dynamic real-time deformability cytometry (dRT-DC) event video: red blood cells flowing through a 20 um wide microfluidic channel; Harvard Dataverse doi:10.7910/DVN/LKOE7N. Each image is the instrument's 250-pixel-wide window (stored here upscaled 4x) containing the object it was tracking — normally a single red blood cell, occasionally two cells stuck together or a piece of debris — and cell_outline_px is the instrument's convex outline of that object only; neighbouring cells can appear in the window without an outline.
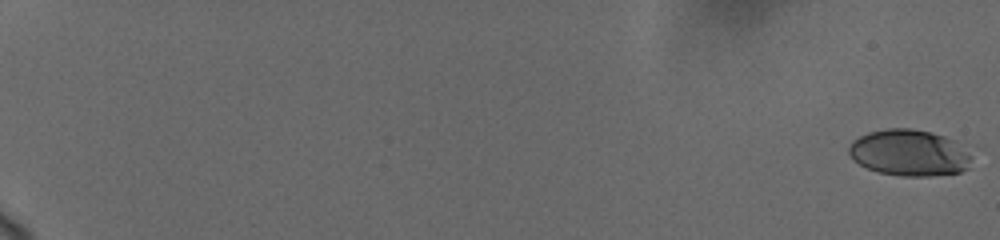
{"species": "human", "species_latin": "Homo sapiens", "temperature_condition": "cold", "stored_images_in_passage": 13, "camera_frame_rate_fps": 3000, "um_per_image_px": 0.085, "donor": {"sex": "female"}, "frame": {"image": 1, "passage_image": 1, "time_ms": 0.0, "image_size_px": [1000, 240], "cell_outline_px": [[972, 156], [968, 168], [960, 172], [932, 176], [900, 176], [880, 172], [868, 168], [852, 160], [848, 152], [848, 148], [852, 140], [868, 132], [888, 128], [912, 128], [932, 132], [944, 136], [952, 140], [972, 152]], "centroid_in_image_um": [77.29, 12.98], "position_along_channel_um": 7.7, "area_um2": 33.41}}